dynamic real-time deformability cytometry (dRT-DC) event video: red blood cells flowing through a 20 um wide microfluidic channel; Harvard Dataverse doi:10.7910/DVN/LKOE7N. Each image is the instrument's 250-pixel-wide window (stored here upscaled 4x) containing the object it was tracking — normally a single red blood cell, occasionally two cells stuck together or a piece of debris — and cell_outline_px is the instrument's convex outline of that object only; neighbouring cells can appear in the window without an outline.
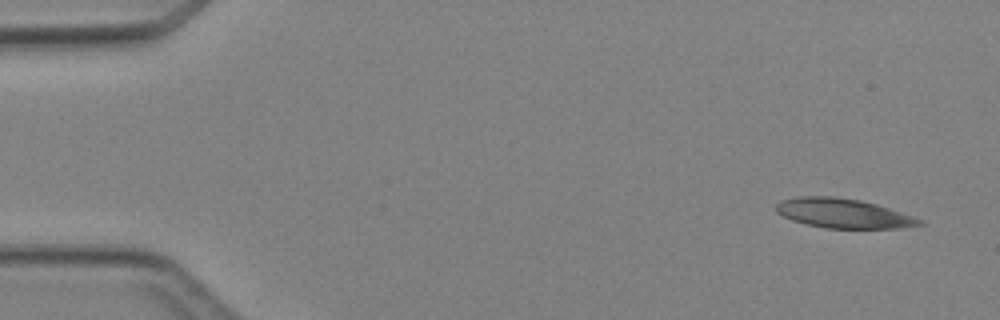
{"species": "Egyptian fruit bat (a non-hibernating species)", "species_latin": "Rousettus aegyptiacus", "temperature_condition": "cold", "stored_images_in_passage": 4, "camera_frame_rate_fps": 3000, "um_per_image_px": 0.085, "animal": {"sex": "female"}, "frame": {"image": 1, "passage_image": 1, "time_ms": 0.0, "image_size_px": [1000, 320], "cell_outline_px": [[924, 224], [900, 228], [824, 228], [804, 224], [792, 220], [776, 212], [776, 204], [780, 200], [796, 196], [832, 196], [860, 200], [876, 204], [924, 220]], "centroid_in_image_um": [71.64, 18.13], "position_along_channel_um": 13.4, "area_um2": 24.62}}
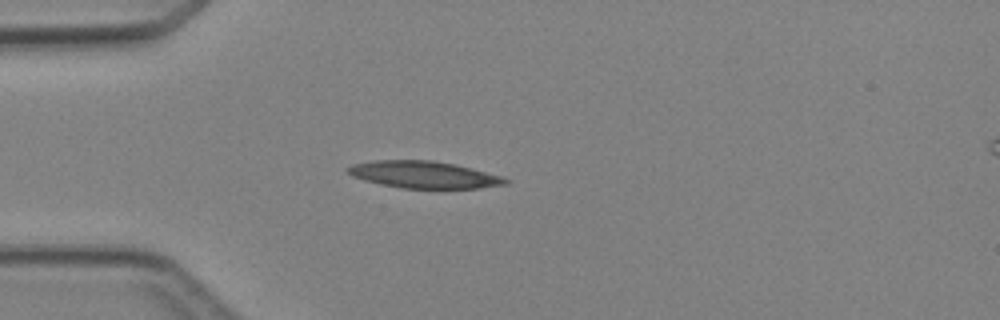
{"frame": {"image": 2, "passage_image": 4, "time_ms": 3.333, "image_size_px": [1000, 320], "cell_outline_px": [[512, 180], [508, 184], [480, 188], [400, 188], [380, 184], [364, 180], [352, 176], [344, 172], [344, 168], [352, 164], [372, 160], [432, 160], [456, 164], [472, 168], [500, 176]], "centroid_in_image_um": [35.98, 14.84], "position_along_channel_um": 49.0, "area_um2": 25.09}}